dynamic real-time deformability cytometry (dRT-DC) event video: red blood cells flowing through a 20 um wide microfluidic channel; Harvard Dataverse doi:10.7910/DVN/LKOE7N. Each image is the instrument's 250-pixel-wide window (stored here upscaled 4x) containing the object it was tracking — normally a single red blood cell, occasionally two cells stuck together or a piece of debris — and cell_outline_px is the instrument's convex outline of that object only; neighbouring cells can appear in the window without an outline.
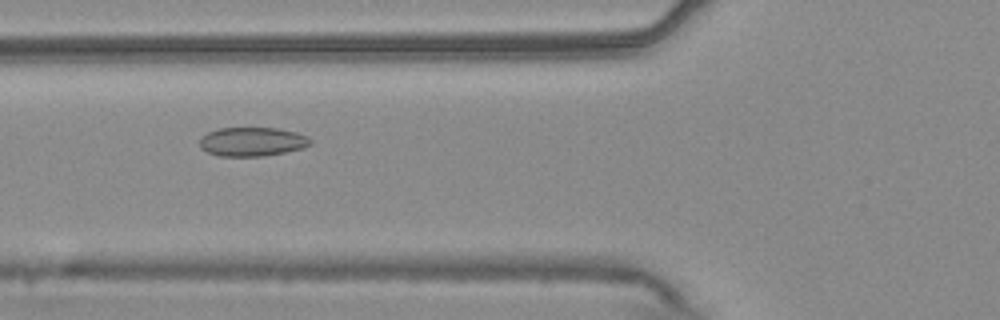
{"species": "common noctule bat (a hibernating species)", "species_latin": "Nyctalus noctula", "temperature_condition": "warm", "stored_images_in_passage": 55, "camera_frame_rate_fps": 3000, "um_per_image_px": 0.085, "animal": {"sex": "male", "body_mass_g": 20.4}, "frame": {"image": 1, "passage_image": 21, "time_ms": 6.667, "image_size_px": [1000, 320], "cell_outline_px": [[312, 144], [304, 148], [264, 156], [220, 156], [208, 152], [200, 148], [200, 140], [208, 132], [220, 128], [276, 128], [296, 132], [308, 136], [312, 140]], "centroid_in_image_um": [21.48, 12.04], "position_along_channel_um": 104.3, "area_um2": 18.67}}
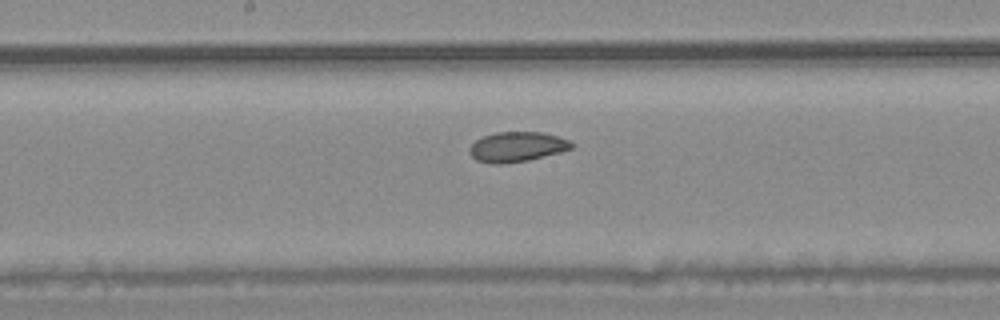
{"frame": {"image": 2, "passage_image": 29, "time_ms": 9.333, "image_size_px": [1000, 320], "cell_outline_px": [[576, 144], [572, 148], [560, 152], [528, 160], [500, 164], [488, 164], [476, 160], [472, 156], [468, 148], [476, 140], [484, 136], [496, 132], [544, 132], [568, 140]], "centroid_in_image_um": [43.93, 12.48], "position_along_channel_um": 204.3, "area_um2": 17.8}}
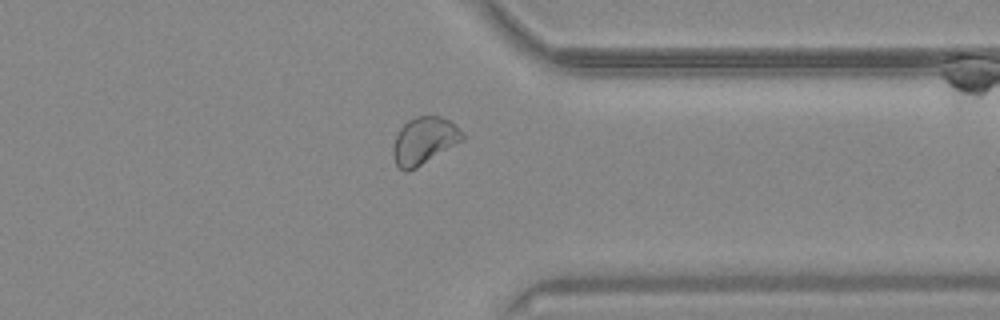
{"frame": {"image": 3, "passage_image": 43, "time_ms": 14.0, "image_size_px": [1000, 320], "cell_outline_px": [[464, 140], [416, 168], [408, 172], [404, 172], [396, 164], [392, 156], [392, 148], [396, 136], [400, 128], [408, 120], [416, 116], [440, 116], [448, 120], [464, 136]], "centroid_in_image_um": [36.0, 11.98], "position_along_channel_um": 375.4, "area_um2": 18.9}, "authors_computed_cell_mechanics": {"area_um2": 19.652, "velocity_mm_per_s": 3.7359, "shape_relaxation_time_tau1_ms": null, "shape_relaxation_time_tau2_ms": 1.4835, "deformation_change_tau1": null, "deformation_change_tau2": 0.047}}